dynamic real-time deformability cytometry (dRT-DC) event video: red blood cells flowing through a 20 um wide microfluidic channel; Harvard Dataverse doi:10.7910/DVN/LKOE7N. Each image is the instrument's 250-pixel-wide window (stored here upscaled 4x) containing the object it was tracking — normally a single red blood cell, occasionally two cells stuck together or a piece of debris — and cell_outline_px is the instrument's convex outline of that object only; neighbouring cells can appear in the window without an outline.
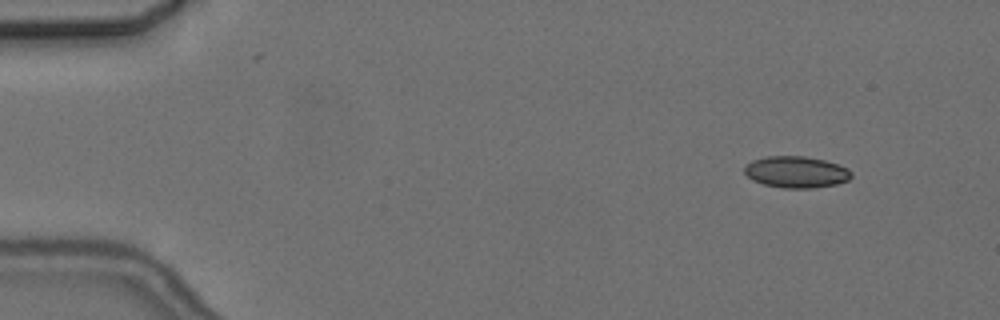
{"species": "common noctule bat (a hibernating species)", "species_latin": "Nyctalus noctula", "temperature_condition": "cold", "stored_images_in_passage": 5, "camera_frame_rate_fps": 3000, "um_per_image_px": 0.085, "animal": {"sex": "female", "body_mass_g": 24.6, "forearm_length_mm": 56.2}, "frame": {"image": 1, "passage_image": 2, "time_ms": 1.333, "image_size_px": [1000, 320], "cell_outline_px": [[852, 176], [848, 180], [836, 184], [816, 188], [784, 188], [764, 184], [752, 180], [744, 172], [744, 164], [752, 160], [764, 156], [804, 156], [824, 160], [848, 168], [852, 172]], "centroid_in_image_um": [67.66, 14.62], "position_along_channel_um": 17.3, "area_um2": 19.77}}